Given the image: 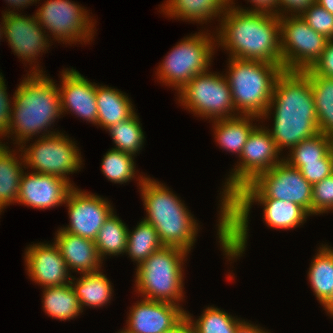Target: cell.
<instances>
[{"mask_svg": "<svg viewBox=\"0 0 333 333\" xmlns=\"http://www.w3.org/2000/svg\"><path fill=\"white\" fill-rule=\"evenodd\" d=\"M272 110L273 113L271 112ZM273 114L268 131L277 150L290 151L302 140L319 134L310 79L302 71H284L277 77L269 107L261 120Z\"/></svg>", "mask_w": 333, "mask_h": 333, "instance_id": "cell-1", "label": "cell"}, {"mask_svg": "<svg viewBox=\"0 0 333 333\" xmlns=\"http://www.w3.org/2000/svg\"><path fill=\"white\" fill-rule=\"evenodd\" d=\"M279 17L239 10L229 4L218 19L216 46L227 50L230 58L264 61L282 67Z\"/></svg>", "mask_w": 333, "mask_h": 333, "instance_id": "cell-2", "label": "cell"}, {"mask_svg": "<svg viewBox=\"0 0 333 333\" xmlns=\"http://www.w3.org/2000/svg\"><path fill=\"white\" fill-rule=\"evenodd\" d=\"M31 68L14 92L11 121L4 136L11 137L15 141L12 143L18 145L16 148L40 133V137L58 133L59 130L51 131L49 127L63 115L58 84L38 63Z\"/></svg>", "mask_w": 333, "mask_h": 333, "instance_id": "cell-3", "label": "cell"}, {"mask_svg": "<svg viewBox=\"0 0 333 333\" xmlns=\"http://www.w3.org/2000/svg\"><path fill=\"white\" fill-rule=\"evenodd\" d=\"M137 181L146 210L144 220L155 228L164 246L189 253L200 229L194 215L165 184L143 175Z\"/></svg>", "mask_w": 333, "mask_h": 333, "instance_id": "cell-4", "label": "cell"}, {"mask_svg": "<svg viewBox=\"0 0 333 333\" xmlns=\"http://www.w3.org/2000/svg\"><path fill=\"white\" fill-rule=\"evenodd\" d=\"M254 202L263 206L267 227L291 230L303 225L310 214L300 205L276 199H228L226 201V257L239 259L247 247L250 209Z\"/></svg>", "mask_w": 333, "mask_h": 333, "instance_id": "cell-5", "label": "cell"}, {"mask_svg": "<svg viewBox=\"0 0 333 333\" xmlns=\"http://www.w3.org/2000/svg\"><path fill=\"white\" fill-rule=\"evenodd\" d=\"M227 65L225 77L237 115L261 118L269 107L274 84L283 68L275 63L230 57Z\"/></svg>", "mask_w": 333, "mask_h": 333, "instance_id": "cell-6", "label": "cell"}, {"mask_svg": "<svg viewBox=\"0 0 333 333\" xmlns=\"http://www.w3.org/2000/svg\"><path fill=\"white\" fill-rule=\"evenodd\" d=\"M266 126H256L245 143L239 162L235 164L219 193V217L217 235L220 249L226 256V201L242 186L251 182L258 174L271 170L283 160Z\"/></svg>", "mask_w": 333, "mask_h": 333, "instance_id": "cell-7", "label": "cell"}, {"mask_svg": "<svg viewBox=\"0 0 333 333\" xmlns=\"http://www.w3.org/2000/svg\"><path fill=\"white\" fill-rule=\"evenodd\" d=\"M189 253L164 246L136 267V293L145 299L180 306L184 299V262ZM184 291V292H183Z\"/></svg>", "mask_w": 333, "mask_h": 333, "instance_id": "cell-8", "label": "cell"}, {"mask_svg": "<svg viewBox=\"0 0 333 333\" xmlns=\"http://www.w3.org/2000/svg\"><path fill=\"white\" fill-rule=\"evenodd\" d=\"M208 31L186 36L171 49L156 69L160 83L179 92L196 75L210 69L216 40Z\"/></svg>", "mask_w": 333, "mask_h": 333, "instance_id": "cell-9", "label": "cell"}, {"mask_svg": "<svg viewBox=\"0 0 333 333\" xmlns=\"http://www.w3.org/2000/svg\"><path fill=\"white\" fill-rule=\"evenodd\" d=\"M229 199H276L296 203L312 216V185L299 169L282 160L258 174Z\"/></svg>", "mask_w": 333, "mask_h": 333, "instance_id": "cell-10", "label": "cell"}, {"mask_svg": "<svg viewBox=\"0 0 333 333\" xmlns=\"http://www.w3.org/2000/svg\"><path fill=\"white\" fill-rule=\"evenodd\" d=\"M76 144L66 134L58 132L38 137L30 146L23 143L17 154L22 152L25 170L31 167L32 172L63 178L73 186L68 175L80 171L83 164Z\"/></svg>", "mask_w": 333, "mask_h": 333, "instance_id": "cell-11", "label": "cell"}, {"mask_svg": "<svg viewBox=\"0 0 333 333\" xmlns=\"http://www.w3.org/2000/svg\"><path fill=\"white\" fill-rule=\"evenodd\" d=\"M178 103L195 116L210 121L237 116L231 89L223 74L211 71L196 75L179 92Z\"/></svg>", "mask_w": 333, "mask_h": 333, "instance_id": "cell-12", "label": "cell"}, {"mask_svg": "<svg viewBox=\"0 0 333 333\" xmlns=\"http://www.w3.org/2000/svg\"><path fill=\"white\" fill-rule=\"evenodd\" d=\"M34 15L40 26L47 29L58 43L86 44L92 42L96 33L95 19L84 6L70 0H47Z\"/></svg>", "mask_w": 333, "mask_h": 333, "instance_id": "cell-13", "label": "cell"}, {"mask_svg": "<svg viewBox=\"0 0 333 333\" xmlns=\"http://www.w3.org/2000/svg\"><path fill=\"white\" fill-rule=\"evenodd\" d=\"M279 19L283 70L310 69L320 58L329 39L315 32L300 15H283Z\"/></svg>", "mask_w": 333, "mask_h": 333, "instance_id": "cell-14", "label": "cell"}, {"mask_svg": "<svg viewBox=\"0 0 333 333\" xmlns=\"http://www.w3.org/2000/svg\"><path fill=\"white\" fill-rule=\"evenodd\" d=\"M68 207L69 225L60 227L61 230L95 240L99 229L114 211L112 204L98 194L74 187L69 191L65 201Z\"/></svg>", "mask_w": 333, "mask_h": 333, "instance_id": "cell-15", "label": "cell"}, {"mask_svg": "<svg viewBox=\"0 0 333 333\" xmlns=\"http://www.w3.org/2000/svg\"><path fill=\"white\" fill-rule=\"evenodd\" d=\"M4 21V38L22 61L30 66L37 63L38 56L48 51L51 38L37 22L35 15L25 16L22 13H2ZM49 37V38H47ZM35 61V62H34ZM34 62V64H33Z\"/></svg>", "mask_w": 333, "mask_h": 333, "instance_id": "cell-16", "label": "cell"}, {"mask_svg": "<svg viewBox=\"0 0 333 333\" xmlns=\"http://www.w3.org/2000/svg\"><path fill=\"white\" fill-rule=\"evenodd\" d=\"M24 253L25 270L31 281L42 289L71 282L73 276L54 241L50 244L33 243L26 247Z\"/></svg>", "mask_w": 333, "mask_h": 333, "instance_id": "cell-17", "label": "cell"}, {"mask_svg": "<svg viewBox=\"0 0 333 333\" xmlns=\"http://www.w3.org/2000/svg\"><path fill=\"white\" fill-rule=\"evenodd\" d=\"M186 316V310L169 302L140 299L129 310L127 333H163Z\"/></svg>", "mask_w": 333, "mask_h": 333, "instance_id": "cell-18", "label": "cell"}, {"mask_svg": "<svg viewBox=\"0 0 333 333\" xmlns=\"http://www.w3.org/2000/svg\"><path fill=\"white\" fill-rule=\"evenodd\" d=\"M73 187L67 180L54 175L23 171L17 203L40 210L62 206Z\"/></svg>", "mask_w": 333, "mask_h": 333, "instance_id": "cell-19", "label": "cell"}, {"mask_svg": "<svg viewBox=\"0 0 333 333\" xmlns=\"http://www.w3.org/2000/svg\"><path fill=\"white\" fill-rule=\"evenodd\" d=\"M60 78L61 85L58 87H60L62 114L69 111L82 118L83 121L97 125V83L90 82L73 67L62 70Z\"/></svg>", "mask_w": 333, "mask_h": 333, "instance_id": "cell-20", "label": "cell"}, {"mask_svg": "<svg viewBox=\"0 0 333 333\" xmlns=\"http://www.w3.org/2000/svg\"><path fill=\"white\" fill-rule=\"evenodd\" d=\"M54 243L58 246L70 272L84 274L101 270L103 260L93 240L67 233L59 228L55 233Z\"/></svg>", "mask_w": 333, "mask_h": 333, "instance_id": "cell-21", "label": "cell"}, {"mask_svg": "<svg viewBox=\"0 0 333 333\" xmlns=\"http://www.w3.org/2000/svg\"><path fill=\"white\" fill-rule=\"evenodd\" d=\"M166 2V3H165ZM162 7L163 14L170 18L204 24L211 19L221 18L230 0H167Z\"/></svg>", "mask_w": 333, "mask_h": 333, "instance_id": "cell-22", "label": "cell"}, {"mask_svg": "<svg viewBox=\"0 0 333 333\" xmlns=\"http://www.w3.org/2000/svg\"><path fill=\"white\" fill-rule=\"evenodd\" d=\"M255 120L257 122L261 118L249 115H237L232 118L212 121L215 142L217 141L221 149L229 153H235L240 157L249 135L257 126L256 123H253Z\"/></svg>", "mask_w": 333, "mask_h": 333, "instance_id": "cell-23", "label": "cell"}, {"mask_svg": "<svg viewBox=\"0 0 333 333\" xmlns=\"http://www.w3.org/2000/svg\"><path fill=\"white\" fill-rule=\"evenodd\" d=\"M96 104L97 125L105 130L120 121L127 120L136 110L126 93L109 86H99V84L96 85Z\"/></svg>", "mask_w": 333, "mask_h": 333, "instance_id": "cell-24", "label": "cell"}, {"mask_svg": "<svg viewBox=\"0 0 333 333\" xmlns=\"http://www.w3.org/2000/svg\"><path fill=\"white\" fill-rule=\"evenodd\" d=\"M80 278L71 279V286L78 298L80 307H103L110 303L113 294V286L107 276L101 270L80 274Z\"/></svg>", "mask_w": 333, "mask_h": 333, "instance_id": "cell-25", "label": "cell"}, {"mask_svg": "<svg viewBox=\"0 0 333 333\" xmlns=\"http://www.w3.org/2000/svg\"><path fill=\"white\" fill-rule=\"evenodd\" d=\"M4 145L0 149V208L6 209L12 203H17L20 178L25 169L22 153ZM20 159V160H19Z\"/></svg>", "mask_w": 333, "mask_h": 333, "instance_id": "cell-26", "label": "cell"}, {"mask_svg": "<svg viewBox=\"0 0 333 333\" xmlns=\"http://www.w3.org/2000/svg\"><path fill=\"white\" fill-rule=\"evenodd\" d=\"M315 253L307 278L321 306L333 293V247L322 244Z\"/></svg>", "mask_w": 333, "mask_h": 333, "instance_id": "cell-27", "label": "cell"}, {"mask_svg": "<svg viewBox=\"0 0 333 333\" xmlns=\"http://www.w3.org/2000/svg\"><path fill=\"white\" fill-rule=\"evenodd\" d=\"M42 306L45 313L60 321L76 318L83 311L71 284L43 288Z\"/></svg>", "mask_w": 333, "mask_h": 333, "instance_id": "cell-28", "label": "cell"}, {"mask_svg": "<svg viewBox=\"0 0 333 333\" xmlns=\"http://www.w3.org/2000/svg\"><path fill=\"white\" fill-rule=\"evenodd\" d=\"M302 72L311 82L318 130L333 139V78L316 76L309 69Z\"/></svg>", "mask_w": 333, "mask_h": 333, "instance_id": "cell-29", "label": "cell"}, {"mask_svg": "<svg viewBox=\"0 0 333 333\" xmlns=\"http://www.w3.org/2000/svg\"><path fill=\"white\" fill-rule=\"evenodd\" d=\"M163 247L155 228L144 219H141L132 231L128 229L125 254L129 255L136 266Z\"/></svg>", "mask_w": 333, "mask_h": 333, "instance_id": "cell-30", "label": "cell"}, {"mask_svg": "<svg viewBox=\"0 0 333 333\" xmlns=\"http://www.w3.org/2000/svg\"><path fill=\"white\" fill-rule=\"evenodd\" d=\"M128 226L113 211L99 229L94 240L99 256L124 255L127 246Z\"/></svg>", "mask_w": 333, "mask_h": 333, "instance_id": "cell-31", "label": "cell"}, {"mask_svg": "<svg viewBox=\"0 0 333 333\" xmlns=\"http://www.w3.org/2000/svg\"><path fill=\"white\" fill-rule=\"evenodd\" d=\"M137 114L135 112L127 120L120 121L106 129L115 144L112 149L131 154L134 157L142 150L145 142V134Z\"/></svg>", "mask_w": 333, "mask_h": 333, "instance_id": "cell-32", "label": "cell"}, {"mask_svg": "<svg viewBox=\"0 0 333 333\" xmlns=\"http://www.w3.org/2000/svg\"><path fill=\"white\" fill-rule=\"evenodd\" d=\"M333 149V139L329 136L319 133L309 139L302 140L293 147L287 157H283L290 166L300 169L306 163L321 162Z\"/></svg>", "mask_w": 333, "mask_h": 333, "instance_id": "cell-33", "label": "cell"}, {"mask_svg": "<svg viewBox=\"0 0 333 333\" xmlns=\"http://www.w3.org/2000/svg\"><path fill=\"white\" fill-rule=\"evenodd\" d=\"M186 316L191 321L195 333H234L238 324L242 321V318L241 320L235 318L225 310L214 307V305L203 309V313L196 320L188 311Z\"/></svg>", "mask_w": 333, "mask_h": 333, "instance_id": "cell-34", "label": "cell"}, {"mask_svg": "<svg viewBox=\"0 0 333 333\" xmlns=\"http://www.w3.org/2000/svg\"><path fill=\"white\" fill-rule=\"evenodd\" d=\"M134 156L115 149H109L103 155L101 172L112 183L124 184L136 179V163Z\"/></svg>", "mask_w": 333, "mask_h": 333, "instance_id": "cell-35", "label": "cell"}, {"mask_svg": "<svg viewBox=\"0 0 333 333\" xmlns=\"http://www.w3.org/2000/svg\"><path fill=\"white\" fill-rule=\"evenodd\" d=\"M301 18L317 33L327 39H333V14L316 2L310 4L301 14Z\"/></svg>", "mask_w": 333, "mask_h": 333, "instance_id": "cell-36", "label": "cell"}, {"mask_svg": "<svg viewBox=\"0 0 333 333\" xmlns=\"http://www.w3.org/2000/svg\"><path fill=\"white\" fill-rule=\"evenodd\" d=\"M333 210V173L312 185V216Z\"/></svg>", "mask_w": 333, "mask_h": 333, "instance_id": "cell-37", "label": "cell"}, {"mask_svg": "<svg viewBox=\"0 0 333 333\" xmlns=\"http://www.w3.org/2000/svg\"><path fill=\"white\" fill-rule=\"evenodd\" d=\"M299 171L311 185L330 176L333 173V149L321 159V162L306 163Z\"/></svg>", "mask_w": 333, "mask_h": 333, "instance_id": "cell-38", "label": "cell"}, {"mask_svg": "<svg viewBox=\"0 0 333 333\" xmlns=\"http://www.w3.org/2000/svg\"><path fill=\"white\" fill-rule=\"evenodd\" d=\"M7 87L5 85V80L0 73V139L7 134L8 127L11 121V113H12V104L7 94Z\"/></svg>", "mask_w": 333, "mask_h": 333, "instance_id": "cell-39", "label": "cell"}, {"mask_svg": "<svg viewBox=\"0 0 333 333\" xmlns=\"http://www.w3.org/2000/svg\"><path fill=\"white\" fill-rule=\"evenodd\" d=\"M309 70L316 76L333 78V39L327 41L320 58Z\"/></svg>", "mask_w": 333, "mask_h": 333, "instance_id": "cell-40", "label": "cell"}, {"mask_svg": "<svg viewBox=\"0 0 333 333\" xmlns=\"http://www.w3.org/2000/svg\"><path fill=\"white\" fill-rule=\"evenodd\" d=\"M315 0H278V15H300Z\"/></svg>", "mask_w": 333, "mask_h": 333, "instance_id": "cell-41", "label": "cell"}, {"mask_svg": "<svg viewBox=\"0 0 333 333\" xmlns=\"http://www.w3.org/2000/svg\"><path fill=\"white\" fill-rule=\"evenodd\" d=\"M248 2L252 3L254 5L250 9H243L240 6H235V1L230 0V4L239 10H245V11H254V12H265V13H272L278 15V0H247Z\"/></svg>", "mask_w": 333, "mask_h": 333, "instance_id": "cell-42", "label": "cell"}, {"mask_svg": "<svg viewBox=\"0 0 333 333\" xmlns=\"http://www.w3.org/2000/svg\"><path fill=\"white\" fill-rule=\"evenodd\" d=\"M234 333H271L268 330H264L257 324H252L247 320L245 321L244 319L238 324L237 328L235 329Z\"/></svg>", "mask_w": 333, "mask_h": 333, "instance_id": "cell-43", "label": "cell"}, {"mask_svg": "<svg viewBox=\"0 0 333 333\" xmlns=\"http://www.w3.org/2000/svg\"><path fill=\"white\" fill-rule=\"evenodd\" d=\"M163 333H195L193 325L189 318L185 316L180 322H178L170 330L164 331Z\"/></svg>", "mask_w": 333, "mask_h": 333, "instance_id": "cell-44", "label": "cell"}, {"mask_svg": "<svg viewBox=\"0 0 333 333\" xmlns=\"http://www.w3.org/2000/svg\"><path fill=\"white\" fill-rule=\"evenodd\" d=\"M8 5H10V8H13V10L9 11L7 9V11L3 12V13H14V10L16 11V9L19 11L22 10L23 8L29 6L30 4H34L37 3V1L39 2L40 0H5ZM22 7V8H21Z\"/></svg>", "mask_w": 333, "mask_h": 333, "instance_id": "cell-45", "label": "cell"}, {"mask_svg": "<svg viewBox=\"0 0 333 333\" xmlns=\"http://www.w3.org/2000/svg\"><path fill=\"white\" fill-rule=\"evenodd\" d=\"M315 2L333 14V0H315Z\"/></svg>", "mask_w": 333, "mask_h": 333, "instance_id": "cell-46", "label": "cell"}, {"mask_svg": "<svg viewBox=\"0 0 333 333\" xmlns=\"http://www.w3.org/2000/svg\"><path fill=\"white\" fill-rule=\"evenodd\" d=\"M327 314L332 318L333 316V293L330 298L322 305Z\"/></svg>", "mask_w": 333, "mask_h": 333, "instance_id": "cell-47", "label": "cell"}, {"mask_svg": "<svg viewBox=\"0 0 333 333\" xmlns=\"http://www.w3.org/2000/svg\"><path fill=\"white\" fill-rule=\"evenodd\" d=\"M2 22H0V39H2V37L4 36V21H3V14H2Z\"/></svg>", "mask_w": 333, "mask_h": 333, "instance_id": "cell-48", "label": "cell"}, {"mask_svg": "<svg viewBox=\"0 0 333 333\" xmlns=\"http://www.w3.org/2000/svg\"><path fill=\"white\" fill-rule=\"evenodd\" d=\"M117 333H127L124 329H122L121 331H118Z\"/></svg>", "mask_w": 333, "mask_h": 333, "instance_id": "cell-49", "label": "cell"}, {"mask_svg": "<svg viewBox=\"0 0 333 333\" xmlns=\"http://www.w3.org/2000/svg\"><path fill=\"white\" fill-rule=\"evenodd\" d=\"M5 144H3L0 140V149L4 146Z\"/></svg>", "mask_w": 333, "mask_h": 333, "instance_id": "cell-50", "label": "cell"}]
</instances>
